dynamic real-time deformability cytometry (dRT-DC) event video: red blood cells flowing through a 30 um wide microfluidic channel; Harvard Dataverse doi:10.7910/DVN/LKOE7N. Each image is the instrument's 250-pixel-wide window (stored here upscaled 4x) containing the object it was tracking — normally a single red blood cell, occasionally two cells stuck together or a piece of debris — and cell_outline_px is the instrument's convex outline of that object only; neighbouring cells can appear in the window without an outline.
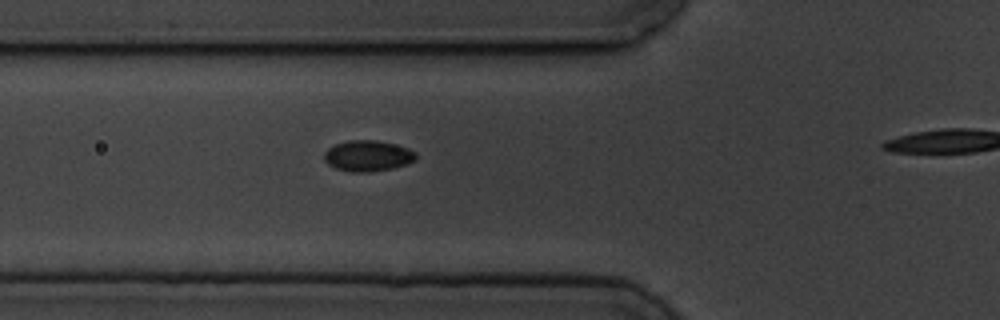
{"species": "common noctule bat (a hibernating species)", "species_latin": "Nyctalus noctula", "temperature_condition": "cold", "stored_images_in_passage": 7, "segment_of_instrument_passage": [1, 2], "camera_frame_rate_fps": 3000, "um_per_image_px": 0.085, "animal": {"sex": "male", "body_mass_g": 19.5, "forearm_length_mm": 54.6}, "frame": {"image": 1, "passage_image": 6, "time_ms": 6.0, "image_size_px": [1000, 320], "cell_outline_px": [[416, 160], [408, 164], [392, 168], [368, 172], [352, 172], [336, 168], [328, 164], [324, 160], [324, 152], [328, 148], [336, 144], [348, 140], [376, 140], [408, 148], [416, 152]], "centroid_in_image_um": [31.26, 13.25], "position_along_channel_um": 94.5, "area_um2": 16.47}}